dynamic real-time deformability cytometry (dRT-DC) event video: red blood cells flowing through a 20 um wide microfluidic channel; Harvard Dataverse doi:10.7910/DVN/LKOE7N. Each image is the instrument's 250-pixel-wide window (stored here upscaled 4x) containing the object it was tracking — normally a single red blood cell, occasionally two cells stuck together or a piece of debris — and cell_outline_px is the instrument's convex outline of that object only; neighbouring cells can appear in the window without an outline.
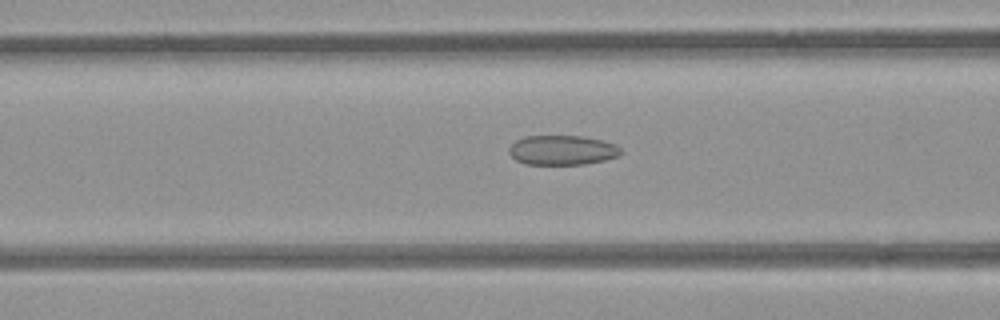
{"species": "common noctule bat (a hibernating species)", "species_latin": "Nyctalus noctula", "temperature_condition": "room temperature", "stored_images_in_passage": 54, "camera_frame_rate_fps": 3000, "um_per_image_px": 0.085, "animal": {"sex": "female", "body_mass_g": 21.9}, "frame": {"image": 1, "passage_image": 22, "time_ms": 7.0, "image_size_px": [1000, 320], "cell_outline_px": [[624, 152], [620, 156], [604, 160], [584, 164], [524, 164], [516, 160], [508, 152], [508, 148], [516, 140], [524, 136], [580, 136], [600, 140], [616, 144]], "centroid_in_image_um": [47.8, 12.76], "position_along_channel_um": 118.8, "area_um2": 19.36}}
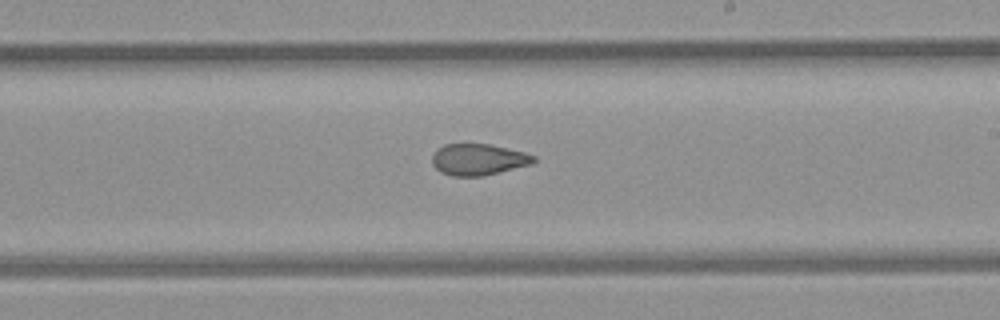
{"frame": {"image": 2, "passage_image": 32, "time_ms": 10.333, "image_size_px": [1000, 320], "cell_outline_px": [[536, 160], [532, 164], [484, 176], [452, 176], [440, 172], [432, 164], [432, 156], [444, 144], [488, 144], [524, 152], [536, 156]], "centroid_in_image_um": [40.67, 13.57], "position_along_channel_um": 248.3, "area_um2": 18.5}}
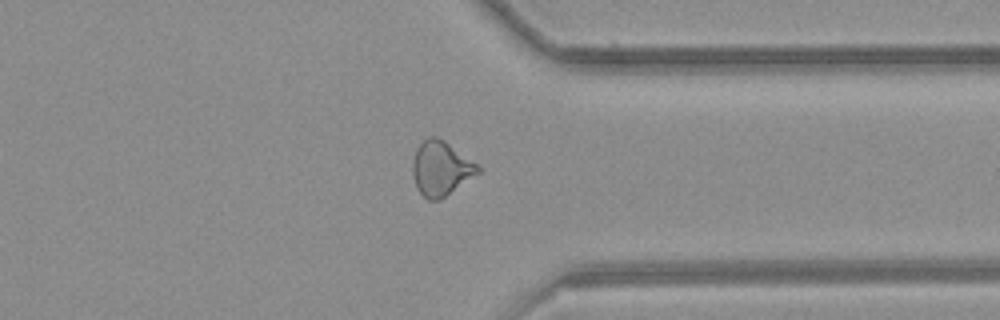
{"frame": {"image": 3, "passage_image": 42, "time_ms": 13.667, "image_size_px": [1000, 320], "cell_outline_px": [[484, 168], [480, 172], [440, 200], [428, 200], [416, 188], [412, 176], [412, 164], [416, 148], [428, 136], [436, 136], [444, 140], [480, 164]], "centroid_in_image_um": [37.5, 14.3], "position_along_channel_um": 373.9, "area_um2": 21.1}, "authors_computed_cell_mechanics": {"area_um2": 21.3571, "velocity_mm_per_s": 3.8795, "shape_relaxation_time_tau1_ms": null, "shape_relaxation_time_tau2_ms": 1.9376, "deformation_change_tau1": null, "deformation_change_tau2": 0.0851}}